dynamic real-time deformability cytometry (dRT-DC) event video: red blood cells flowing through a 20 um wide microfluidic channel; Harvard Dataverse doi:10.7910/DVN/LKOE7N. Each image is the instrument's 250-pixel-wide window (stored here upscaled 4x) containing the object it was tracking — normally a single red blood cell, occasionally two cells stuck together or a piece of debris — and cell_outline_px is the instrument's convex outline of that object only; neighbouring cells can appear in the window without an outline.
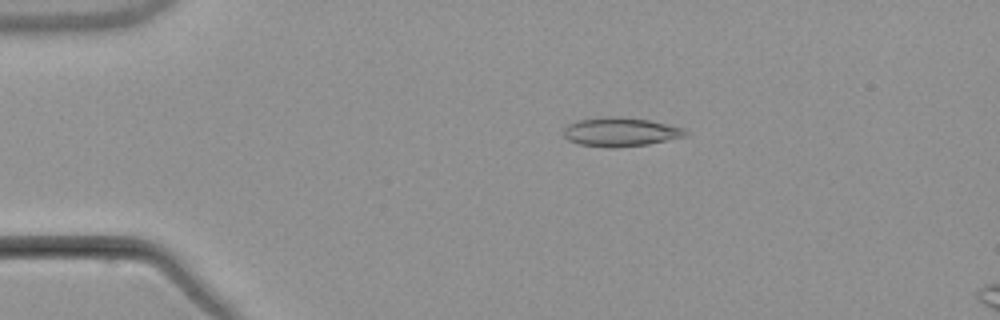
{"species": "common noctule bat (a hibernating species)", "species_latin": "Nyctalus noctula", "temperature_condition": "warm", "stored_images_in_passage": 2, "camera_frame_rate_fps": 3000, "um_per_image_px": 0.085, "animal": {"sex": "male", "body_mass_g": 21.5, "forearm_length_mm": 52.0}, "frame": {"image": 1, "passage_image": 1, "time_ms": 0.0, "image_size_px": [1000, 320], "cell_outline_px": [[688, 136], [648, 144], [616, 148], [604, 148], [580, 144], [568, 140], [564, 136], [564, 128], [568, 124], [580, 120], [604, 116], [620, 116], [652, 120], [684, 128], [688, 132]], "centroid_in_image_um": [52.77, 11.21], "position_along_channel_um": 32.2, "area_um2": 20.87}}